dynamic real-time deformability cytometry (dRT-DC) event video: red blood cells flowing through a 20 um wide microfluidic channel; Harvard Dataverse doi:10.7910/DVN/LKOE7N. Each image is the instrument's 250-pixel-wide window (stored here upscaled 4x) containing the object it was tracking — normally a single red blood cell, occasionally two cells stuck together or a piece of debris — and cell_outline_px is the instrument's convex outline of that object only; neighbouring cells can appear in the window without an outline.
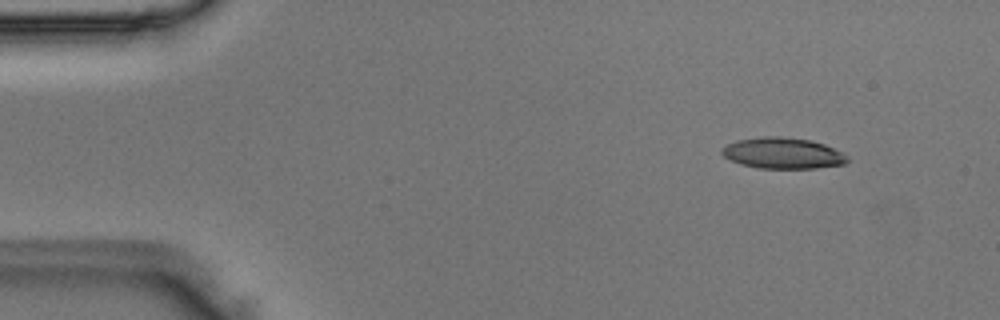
{"species": "Egyptian fruit bat (a non-hibernating species)", "species_latin": "Rousettus aegyptiacus", "temperature_condition": "room temperature", "stored_images_in_passage": 13, "camera_frame_rate_fps": 3000, "um_per_image_px": 0.085, "animal": {"sex": "male"}, "frame": {"image": 1, "passage_image": 3, "time_ms": 0.667, "image_size_px": [1000, 320], "cell_outline_px": [[848, 160], [844, 164], [816, 168], [756, 168], [740, 164], [724, 156], [720, 152], [720, 148], [736, 140], [764, 136], [780, 136], [808, 140], [824, 144], [848, 156]], "centroid_in_image_um": [66.5, 13.02], "position_along_channel_um": 18.5, "area_um2": 22.6}}